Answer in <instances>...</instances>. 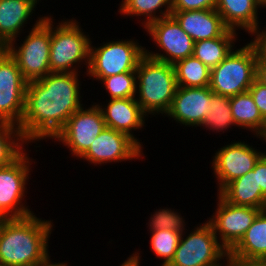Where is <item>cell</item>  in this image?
<instances>
[{
	"label": "cell",
	"mask_w": 266,
	"mask_h": 266,
	"mask_svg": "<svg viewBox=\"0 0 266 266\" xmlns=\"http://www.w3.org/2000/svg\"><path fill=\"white\" fill-rule=\"evenodd\" d=\"M256 56L252 47L245 43L210 71L209 88L213 93L233 97L246 92L255 81Z\"/></svg>",
	"instance_id": "cell-7"
},
{
	"label": "cell",
	"mask_w": 266,
	"mask_h": 266,
	"mask_svg": "<svg viewBox=\"0 0 266 266\" xmlns=\"http://www.w3.org/2000/svg\"><path fill=\"white\" fill-rule=\"evenodd\" d=\"M141 252L139 253L135 251L132 255H130L123 263L119 266H139L141 263ZM141 266V265H140Z\"/></svg>",
	"instance_id": "cell-38"
},
{
	"label": "cell",
	"mask_w": 266,
	"mask_h": 266,
	"mask_svg": "<svg viewBox=\"0 0 266 266\" xmlns=\"http://www.w3.org/2000/svg\"><path fill=\"white\" fill-rule=\"evenodd\" d=\"M245 260L266 261V210H262L241 240L228 252Z\"/></svg>",
	"instance_id": "cell-23"
},
{
	"label": "cell",
	"mask_w": 266,
	"mask_h": 266,
	"mask_svg": "<svg viewBox=\"0 0 266 266\" xmlns=\"http://www.w3.org/2000/svg\"><path fill=\"white\" fill-rule=\"evenodd\" d=\"M107 104L99 102L96 103L97 106L102 111V115L106 126L108 128L114 129L116 131L122 132L132 138L142 149L143 142H140L139 138L135 137L133 131L142 132L143 127L146 126L145 120L148 117L139 106L135 97L131 98H116L108 99ZM105 106V107H104Z\"/></svg>",
	"instance_id": "cell-17"
},
{
	"label": "cell",
	"mask_w": 266,
	"mask_h": 266,
	"mask_svg": "<svg viewBox=\"0 0 266 266\" xmlns=\"http://www.w3.org/2000/svg\"><path fill=\"white\" fill-rule=\"evenodd\" d=\"M248 91L258 107L260 114L266 120V86L261 85L255 80Z\"/></svg>",
	"instance_id": "cell-34"
},
{
	"label": "cell",
	"mask_w": 266,
	"mask_h": 266,
	"mask_svg": "<svg viewBox=\"0 0 266 266\" xmlns=\"http://www.w3.org/2000/svg\"><path fill=\"white\" fill-rule=\"evenodd\" d=\"M39 0H0V48L18 41ZM28 21V22H27Z\"/></svg>",
	"instance_id": "cell-18"
},
{
	"label": "cell",
	"mask_w": 266,
	"mask_h": 266,
	"mask_svg": "<svg viewBox=\"0 0 266 266\" xmlns=\"http://www.w3.org/2000/svg\"><path fill=\"white\" fill-rule=\"evenodd\" d=\"M100 82L109 99L136 97V72L111 75Z\"/></svg>",
	"instance_id": "cell-30"
},
{
	"label": "cell",
	"mask_w": 266,
	"mask_h": 266,
	"mask_svg": "<svg viewBox=\"0 0 266 266\" xmlns=\"http://www.w3.org/2000/svg\"><path fill=\"white\" fill-rule=\"evenodd\" d=\"M194 227L190 232H182L167 266H218L226 259L228 251L219 243L211 224L206 221Z\"/></svg>",
	"instance_id": "cell-9"
},
{
	"label": "cell",
	"mask_w": 266,
	"mask_h": 266,
	"mask_svg": "<svg viewBox=\"0 0 266 266\" xmlns=\"http://www.w3.org/2000/svg\"><path fill=\"white\" fill-rule=\"evenodd\" d=\"M262 6L263 8H266V0H257Z\"/></svg>",
	"instance_id": "cell-41"
},
{
	"label": "cell",
	"mask_w": 266,
	"mask_h": 266,
	"mask_svg": "<svg viewBox=\"0 0 266 266\" xmlns=\"http://www.w3.org/2000/svg\"><path fill=\"white\" fill-rule=\"evenodd\" d=\"M172 11L215 9L217 0H171Z\"/></svg>",
	"instance_id": "cell-33"
},
{
	"label": "cell",
	"mask_w": 266,
	"mask_h": 266,
	"mask_svg": "<svg viewBox=\"0 0 266 266\" xmlns=\"http://www.w3.org/2000/svg\"><path fill=\"white\" fill-rule=\"evenodd\" d=\"M231 266H266L264 260H245L231 256Z\"/></svg>",
	"instance_id": "cell-36"
},
{
	"label": "cell",
	"mask_w": 266,
	"mask_h": 266,
	"mask_svg": "<svg viewBox=\"0 0 266 266\" xmlns=\"http://www.w3.org/2000/svg\"><path fill=\"white\" fill-rule=\"evenodd\" d=\"M147 231H158V230H173L184 232L187 229L184 216L182 217L181 213H178L177 209L171 208H160L154 210L153 214L149 217Z\"/></svg>",
	"instance_id": "cell-31"
},
{
	"label": "cell",
	"mask_w": 266,
	"mask_h": 266,
	"mask_svg": "<svg viewBox=\"0 0 266 266\" xmlns=\"http://www.w3.org/2000/svg\"><path fill=\"white\" fill-rule=\"evenodd\" d=\"M119 6L118 13L121 16L131 18L135 16L136 19L143 17V20H139L142 28H146L150 23L172 14L171 0H122Z\"/></svg>",
	"instance_id": "cell-25"
},
{
	"label": "cell",
	"mask_w": 266,
	"mask_h": 266,
	"mask_svg": "<svg viewBox=\"0 0 266 266\" xmlns=\"http://www.w3.org/2000/svg\"><path fill=\"white\" fill-rule=\"evenodd\" d=\"M260 8L263 6L257 0H217L215 10L229 29L249 33L260 25Z\"/></svg>",
	"instance_id": "cell-20"
},
{
	"label": "cell",
	"mask_w": 266,
	"mask_h": 266,
	"mask_svg": "<svg viewBox=\"0 0 266 266\" xmlns=\"http://www.w3.org/2000/svg\"><path fill=\"white\" fill-rule=\"evenodd\" d=\"M27 81L17 62L0 48V122L20 126L25 110Z\"/></svg>",
	"instance_id": "cell-12"
},
{
	"label": "cell",
	"mask_w": 266,
	"mask_h": 266,
	"mask_svg": "<svg viewBox=\"0 0 266 266\" xmlns=\"http://www.w3.org/2000/svg\"><path fill=\"white\" fill-rule=\"evenodd\" d=\"M79 73L51 72L27 82L25 110L18 127L23 139H53L70 116L83 106Z\"/></svg>",
	"instance_id": "cell-1"
},
{
	"label": "cell",
	"mask_w": 266,
	"mask_h": 266,
	"mask_svg": "<svg viewBox=\"0 0 266 266\" xmlns=\"http://www.w3.org/2000/svg\"><path fill=\"white\" fill-rule=\"evenodd\" d=\"M108 41V42H107ZM100 46H90V62L86 75L98 82L103 78L124 72H136L145 48L137 39H113ZM138 41V42H137Z\"/></svg>",
	"instance_id": "cell-6"
},
{
	"label": "cell",
	"mask_w": 266,
	"mask_h": 266,
	"mask_svg": "<svg viewBox=\"0 0 266 266\" xmlns=\"http://www.w3.org/2000/svg\"><path fill=\"white\" fill-rule=\"evenodd\" d=\"M248 34L253 38L248 44L252 47L255 53L256 63H266V27L261 29V25H259Z\"/></svg>",
	"instance_id": "cell-32"
},
{
	"label": "cell",
	"mask_w": 266,
	"mask_h": 266,
	"mask_svg": "<svg viewBox=\"0 0 266 266\" xmlns=\"http://www.w3.org/2000/svg\"><path fill=\"white\" fill-rule=\"evenodd\" d=\"M211 107V89L178 86L170 110L165 117L187 127H200ZM194 126V127H193Z\"/></svg>",
	"instance_id": "cell-16"
},
{
	"label": "cell",
	"mask_w": 266,
	"mask_h": 266,
	"mask_svg": "<svg viewBox=\"0 0 266 266\" xmlns=\"http://www.w3.org/2000/svg\"><path fill=\"white\" fill-rule=\"evenodd\" d=\"M215 212L207 221L211 224L219 243L229 252L244 236L262 209L234 205L219 193ZM209 219V220H208Z\"/></svg>",
	"instance_id": "cell-13"
},
{
	"label": "cell",
	"mask_w": 266,
	"mask_h": 266,
	"mask_svg": "<svg viewBox=\"0 0 266 266\" xmlns=\"http://www.w3.org/2000/svg\"><path fill=\"white\" fill-rule=\"evenodd\" d=\"M143 29L159 48L158 52L145 48L148 57L174 65L179 60L193 56L194 40L172 15L158 19Z\"/></svg>",
	"instance_id": "cell-11"
},
{
	"label": "cell",
	"mask_w": 266,
	"mask_h": 266,
	"mask_svg": "<svg viewBox=\"0 0 266 266\" xmlns=\"http://www.w3.org/2000/svg\"><path fill=\"white\" fill-rule=\"evenodd\" d=\"M65 19L55 23L50 14V71L80 73L81 68L86 66V74L90 62L91 38L87 32L84 33L81 23L74 17Z\"/></svg>",
	"instance_id": "cell-4"
},
{
	"label": "cell",
	"mask_w": 266,
	"mask_h": 266,
	"mask_svg": "<svg viewBox=\"0 0 266 266\" xmlns=\"http://www.w3.org/2000/svg\"><path fill=\"white\" fill-rule=\"evenodd\" d=\"M218 266H231V255L228 253L226 259Z\"/></svg>",
	"instance_id": "cell-40"
},
{
	"label": "cell",
	"mask_w": 266,
	"mask_h": 266,
	"mask_svg": "<svg viewBox=\"0 0 266 266\" xmlns=\"http://www.w3.org/2000/svg\"><path fill=\"white\" fill-rule=\"evenodd\" d=\"M253 171L256 173L257 186L266 197V153L258 160Z\"/></svg>",
	"instance_id": "cell-35"
},
{
	"label": "cell",
	"mask_w": 266,
	"mask_h": 266,
	"mask_svg": "<svg viewBox=\"0 0 266 266\" xmlns=\"http://www.w3.org/2000/svg\"><path fill=\"white\" fill-rule=\"evenodd\" d=\"M53 220L36 214L24 218L0 219V263L8 266H34L49 252Z\"/></svg>",
	"instance_id": "cell-2"
},
{
	"label": "cell",
	"mask_w": 266,
	"mask_h": 266,
	"mask_svg": "<svg viewBox=\"0 0 266 266\" xmlns=\"http://www.w3.org/2000/svg\"><path fill=\"white\" fill-rule=\"evenodd\" d=\"M150 246L154 255L162 262L160 266H167L178 247L182 232L173 230L150 231ZM163 259V260H162Z\"/></svg>",
	"instance_id": "cell-29"
},
{
	"label": "cell",
	"mask_w": 266,
	"mask_h": 266,
	"mask_svg": "<svg viewBox=\"0 0 266 266\" xmlns=\"http://www.w3.org/2000/svg\"><path fill=\"white\" fill-rule=\"evenodd\" d=\"M239 32L228 29L222 36L194 43L193 56L209 69L216 67L235 48ZM237 40V41H236Z\"/></svg>",
	"instance_id": "cell-24"
},
{
	"label": "cell",
	"mask_w": 266,
	"mask_h": 266,
	"mask_svg": "<svg viewBox=\"0 0 266 266\" xmlns=\"http://www.w3.org/2000/svg\"><path fill=\"white\" fill-rule=\"evenodd\" d=\"M171 15L194 42L220 37L229 29L215 9L172 11Z\"/></svg>",
	"instance_id": "cell-19"
},
{
	"label": "cell",
	"mask_w": 266,
	"mask_h": 266,
	"mask_svg": "<svg viewBox=\"0 0 266 266\" xmlns=\"http://www.w3.org/2000/svg\"><path fill=\"white\" fill-rule=\"evenodd\" d=\"M232 126L236 127L232 118L230 97L215 94L211 90V107L200 128L205 127L206 130H212L214 133H224Z\"/></svg>",
	"instance_id": "cell-27"
},
{
	"label": "cell",
	"mask_w": 266,
	"mask_h": 266,
	"mask_svg": "<svg viewBox=\"0 0 266 266\" xmlns=\"http://www.w3.org/2000/svg\"><path fill=\"white\" fill-rule=\"evenodd\" d=\"M92 104L88 108L83 105L73 113L52 139L63 144L78 160L87 152L95 137L107 127L102 111L95 102Z\"/></svg>",
	"instance_id": "cell-10"
},
{
	"label": "cell",
	"mask_w": 266,
	"mask_h": 266,
	"mask_svg": "<svg viewBox=\"0 0 266 266\" xmlns=\"http://www.w3.org/2000/svg\"><path fill=\"white\" fill-rule=\"evenodd\" d=\"M31 27L22 42L13 41L5 48L17 62L27 82L39 80L51 73L50 15H40Z\"/></svg>",
	"instance_id": "cell-5"
},
{
	"label": "cell",
	"mask_w": 266,
	"mask_h": 266,
	"mask_svg": "<svg viewBox=\"0 0 266 266\" xmlns=\"http://www.w3.org/2000/svg\"><path fill=\"white\" fill-rule=\"evenodd\" d=\"M177 87L172 64L155 60L146 54L140 59L136 69L135 98L147 116L166 115Z\"/></svg>",
	"instance_id": "cell-3"
},
{
	"label": "cell",
	"mask_w": 266,
	"mask_h": 266,
	"mask_svg": "<svg viewBox=\"0 0 266 266\" xmlns=\"http://www.w3.org/2000/svg\"><path fill=\"white\" fill-rule=\"evenodd\" d=\"M51 256L48 254L44 259H42L40 262L36 263L34 266H69L67 264V261L65 262H52Z\"/></svg>",
	"instance_id": "cell-39"
},
{
	"label": "cell",
	"mask_w": 266,
	"mask_h": 266,
	"mask_svg": "<svg viewBox=\"0 0 266 266\" xmlns=\"http://www.w3.org/2000/svg\"><path fill=\"white\" fill-rule=\"evenodd\" d=\"M219 194L231 204L266 210V197L260 186H257L256 173L253 170L229 182Z\"/></svg>",
	"instance_id": "cell-22"
},
{
	"label": "cell",
	"mask_w": 266,
	"mask_h": 266,
	"mask_svg": "<svg viewBox=\"0 0 266 266\" xmlns=\"http://www.w3.org/2000/svg\"><path fill=\"white\" fill-rule=\"evenodd\" d=\"M255 80L263 86H266V63H256Z\"/></svg>",
	"instance_id": "cell-37"
},
{
	"label": "cell",
	"mask_w": 266,
	"mask_h": 266,
	"mask_svg": "<svg viewBox=\"0 0 266 266\" xmlns=\"http://www.w3.org/2000/svg\"><path fill=\"white\" fill-rule=\"evenodd\" d=\"M28 153L25 150L12 163L0 167V219L24 218L34 214L25 204L31 165L36 163Z\"/></svg>",
	"instance_id": "cell-8"
},
{
	"label": "cell",
	"mask_w": 266,
	"mask_h": 266,
	"mask_svg": "<svg viewBox=\"0 0 266 266\" xmlns=\"http://www.w3.org/2000/svg\"><path fill=\"white\" fill-rule=\"evenodd\" d=\"M227 144L215 151L210 162L213 177L217 180V193L229 182L253 170L258 160L266 153L254 148L247 141L238 140Z\"/></svg>",
	"instance_id": "cell-14"
},
{
	"label": "cell",
	"mask_w": 266,
	"mask_h": 266,
	"mask_svg": "<svg viewBox=\"0 0 266 266\" xmlns=\"http://www.w3.org/2000/svg\"><path fill=\"white\" fill-rule=\"evenodd\" d=\"M0 266H8V265H6V264H4V263H0Z\"/></svg>",
	"instance_id": "cell-42"
},
{
	"label": "cell",
	"mask_w": 266,
	"mask_h": 266,
	"mask_svg": "<svg viewBox=\"0 0 266 266\" xmlns=\"http://www.w3.org/2000/svg\"><path fill=\"white\" fill-rule=\"evenodd\" d=\"M26 145L28 143L17 126L0 122V167L17 159L26 150Z\"/></svg>",
	"instance_id": "cell-28"
},
{
	"label": "cell",
	"mask_w": 266,
	"mask_h": 266,
	"mask_svg": "<svg viewBox=\"0 0 266 266\" xmlns=\"http://www.w3.org/2000/svg\"><path fill=\"white\" fill-rule=\"evenodd\" d=\"M143 149L128 135L106 127L95 137L87 152L80 158L94 166L97 164L132 162L145 158ZM131 160V161H130Z\"/></svg>",
	"instance_id": "cell-15"
},
{
	"label": "cell",
	"mask_w": 266,
	"mask_h": 266,
	"mask_svg": "<svg viewBox=\"0 0 266 266\" xmlns=\"http://www.w3.org/2000/svg\"><path fill=\"white\" fill-rule=\"evenodd\" d=\"M232 118L238 129L253 133L266 143V120L260 114L249 91L230 97Z\"/></svg>",
	"instance_id": "cell-21"
},
{
	"label": "cell",
	"mask_w": 266,
	"mask_h": 266,
	"mask_svg": "<svg viewBox=\"0 0 266 266\" xmlns=\"http://www.w3.org/2000/svg\"><path fill=\"white\" fill-rule=\"evenodd\" d=\"M173 66L175 69L177 86H209L211 69L194 56L179 60Z\"/></svg>",
	"instance_id": "cell-26"
}]
</instances>
